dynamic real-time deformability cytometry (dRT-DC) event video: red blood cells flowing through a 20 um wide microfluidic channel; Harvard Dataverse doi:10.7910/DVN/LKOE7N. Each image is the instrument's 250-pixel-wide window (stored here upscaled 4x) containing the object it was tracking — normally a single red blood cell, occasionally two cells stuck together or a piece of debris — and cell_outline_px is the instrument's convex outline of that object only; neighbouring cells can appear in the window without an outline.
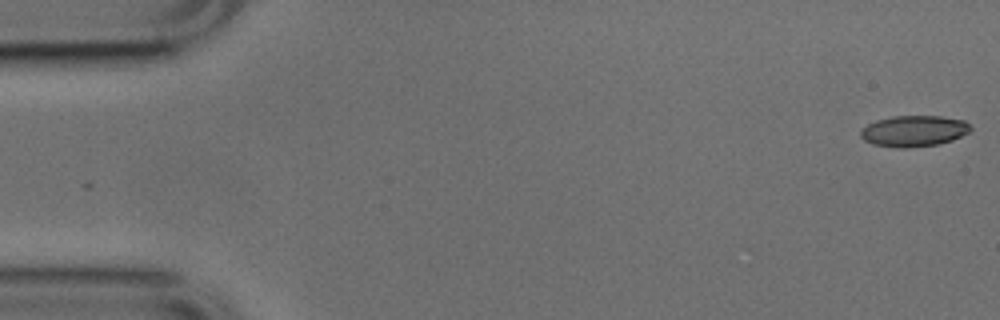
{"species": "common noctule bat (a hibernating species)", "species_latin": "Nyctalus noctula", "temperature_condition": "cold", "stored_images_in_passage": 14, "camera_frame_rate_fps": 3000, "um_per_image_px": 0.085, "animal": {"sex": "male", "body_mass_g": 17.9, "forearm_length_mm": 54.2}, "frame": {"image": 1, "passage_image": 1, "time_ms": 0.0, "image_size_px": [1000, 320], "cell_outline_px": [[972, 128], [968, 132], [952, 140], [936, 144], [904, 148], [896, 148], [872, 144], [864, 140], [860, 136], [860, 132], [868, 124], [876, 120], [892, 116], [940, 116], [964, 120]], "centroid_in_image_um": [77.65, 11.13], "position_along_channel_um": 7.3, "area_um2": 19.77}}
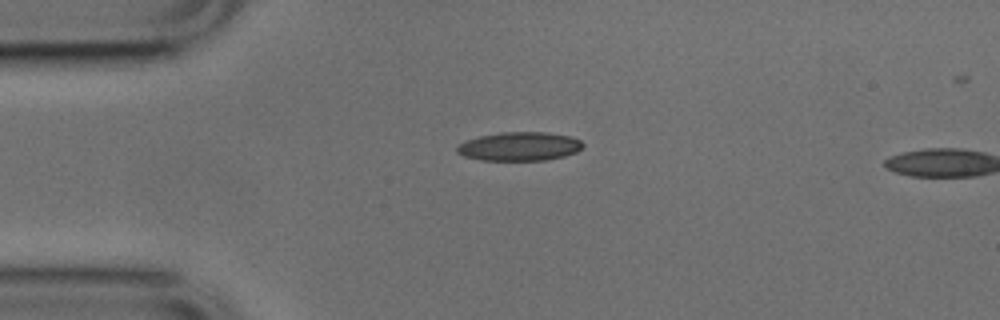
{"frame": {"image": 2, "passage_image": 12, "time_ms": 3.667, "image_size_px": [1000, 320], "cell_outline_px": [[584, 144], [576, 152], [564, 156], [544, 160], [480, 160], [464, 156], [456, 152], [456, 148], [460, 144], [468, 140], [480, 136], [500, 132], [548, 132], [572, 136], [580, 140]], "centroid_in_image_um": [44.17, 12.44], "position_along_channel_um": 40.8, "area_um2": 21.04}}